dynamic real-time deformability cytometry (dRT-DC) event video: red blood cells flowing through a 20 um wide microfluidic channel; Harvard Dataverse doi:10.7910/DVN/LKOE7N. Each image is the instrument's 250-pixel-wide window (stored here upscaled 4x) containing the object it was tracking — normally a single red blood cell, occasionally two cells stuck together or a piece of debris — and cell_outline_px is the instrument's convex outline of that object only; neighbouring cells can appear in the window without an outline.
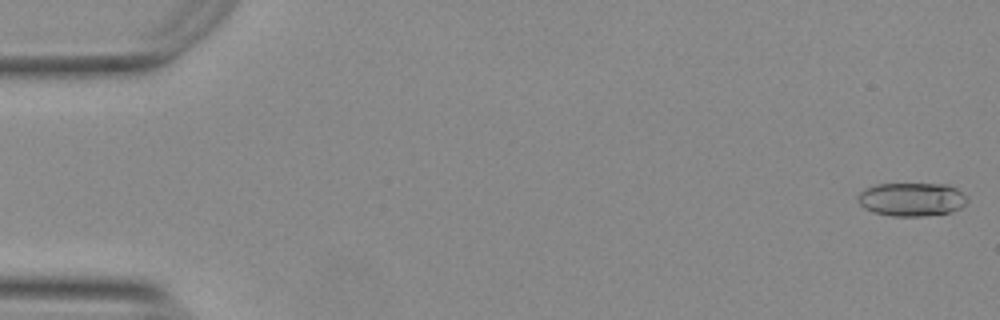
{"species": "Egyptian fruit bat (a non-hibernating species)", "species_latin": "Rousettus aegyptiacus", "temperature_condition": "warm", "stored_images_in_passage": 52, "camera_frame_rate_fps": 3000, "um_per_image_px": 0.085, "animal": {"sex": "female"}, "frame": {"image": 1, "passage_image": 1, "time_ms": 0.0, "image_size_px": [1000, 320], "cell_outline_px": [[968, 200], [960, 208], [952, 212], [924, 216], [892, 216], [872, 212], [864, 208], [860, 204], [856, 196], [864, 188], [876, 184], [948, 184], [956, 188], [968, 196]], "centroid_in_image_um": [77.49, 16.94], "position_along_channel_um": 7.5, "area_um2": 21.62}}
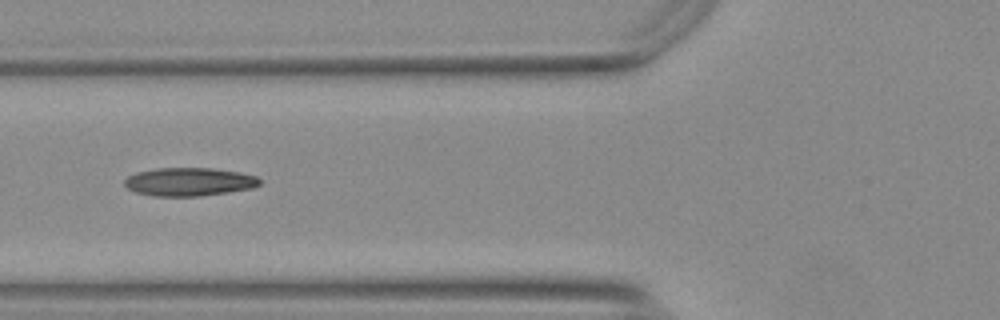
{"frame": {"image": 2, "passage_image": 21, "time_ms": 6.667, "image_size_px": [1000, 320], "cell_outline_px": [[260, 184], [252, 188], [228, 192], [200, 196], [152, 196], [136, 192], [128, 188], [124, 184], [124, 180], [128, 176], [136, 172], [156, 168], [216, 168], [240, 172], [256, 176], [260, 180]], "centroid_in_image_um": [16.07, 15.45], "position_along_channel_um": 109.7, "area_um2": 22.37}}
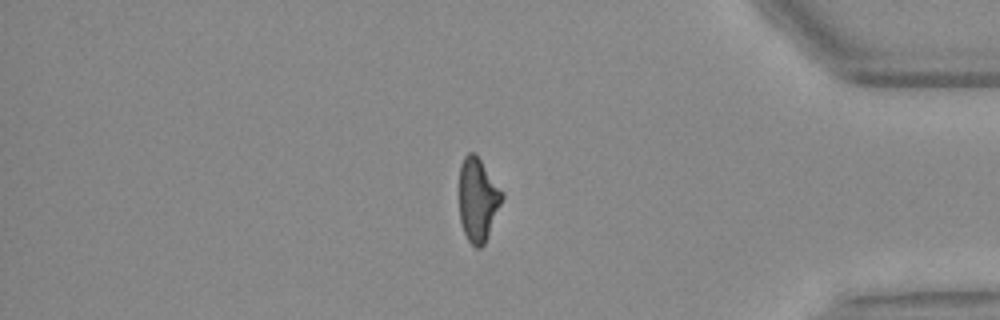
{"frame": {"image": 3, "passage_image": 46, "time_ms": 15.0, "image_size_px": [1000, 320], "cell_outline_px": [[504, 196], [484, 244], [480, 248], [476, 248], [468, 240], [464, 232], [460, 220], [460, 164], [464, 156], [468, 152], [476, 152]], "centroid_in_image_um": [40.6, 16.94], "position_along_channel_um": 394.6, "area_um2": 20.46}, "authors_computed_cell_mechanics": {"area_um2": 21.4727, "velocity_mm_per_s": 3.7699, "shape_relaxation_time_tau1_ms": null, "shape_relaxation_time_tau2_ms": 2.464, "deformation_change_tau1": null, "deformation_change_tau2": 0.1037}}